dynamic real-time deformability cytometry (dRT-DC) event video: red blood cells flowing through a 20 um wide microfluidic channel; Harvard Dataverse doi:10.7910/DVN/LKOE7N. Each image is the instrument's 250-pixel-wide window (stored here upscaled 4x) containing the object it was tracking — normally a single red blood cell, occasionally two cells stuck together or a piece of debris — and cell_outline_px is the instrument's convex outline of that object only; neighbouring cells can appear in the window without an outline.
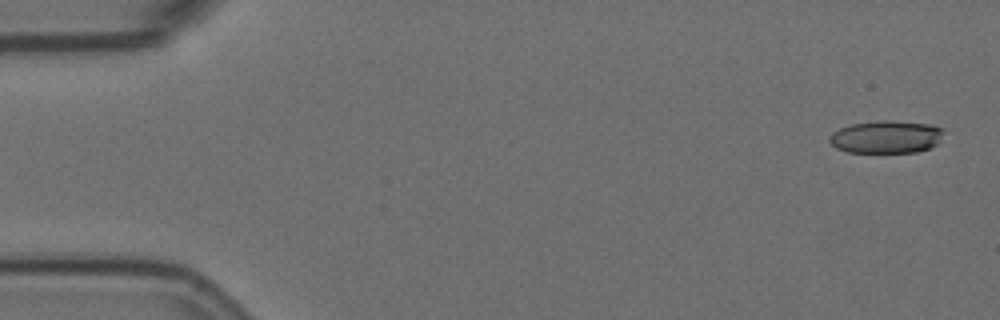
{"species": "Egyptian fruit bat (a non-hibernating species)", "species_latin": "Rousettus aegyptiacus", "temperature_condition": "room temperature", "stored_images_in_passage": 5, "camera_frame_rate_fps": 3000, "um_per_image_px": 0.085, "animal": {"sex": "female"}, "frame": {"image": 1, "passage_image": 1, "time_ms": 0.0, "image_size_px": [1000, 320], "cell_outline_px": [[944, 132], [940, 140], [936, 144], [928, 148], [916, 152], [848, 152], [836, 148], [828, 140], [828, 136], [832, 132], [840, 128], [852, 124], [876, 120], [888, 120], [932, 124], [944, 128]], "centroid_in_image_um": [75.33, 11.62], "position_along_channel_um": 9.7, "area_um2": 21.91}}
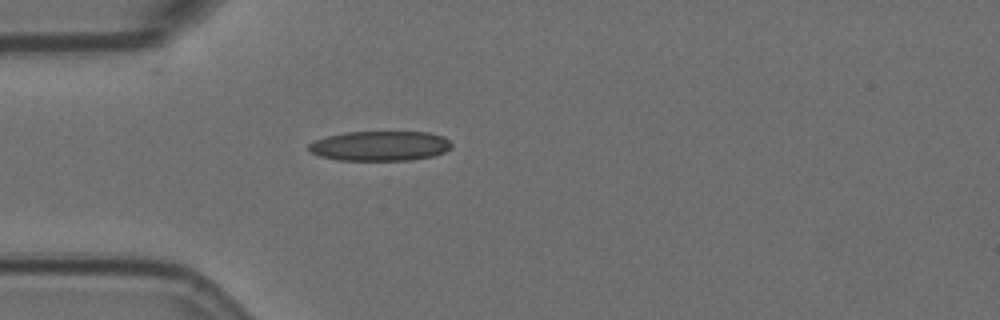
{"frame": {"image": 2, "passage_image": 5, "time_ms": 1.333, "image_size_px": [1000, 320], "cell_outline_px": [[452, 148], [444, 152], [432, 156], [408, 160], [336, 160], [320, 156], [312, 152], [308, 148], [308, 144], [316, 140], [328, 136], [344, 132], [428, 132], [444, 136], [452, 144]], "centroid_in_image_um": [32.32, 12.4], "position_along_channel_um": 52.7, "area_um2": 24.8}}